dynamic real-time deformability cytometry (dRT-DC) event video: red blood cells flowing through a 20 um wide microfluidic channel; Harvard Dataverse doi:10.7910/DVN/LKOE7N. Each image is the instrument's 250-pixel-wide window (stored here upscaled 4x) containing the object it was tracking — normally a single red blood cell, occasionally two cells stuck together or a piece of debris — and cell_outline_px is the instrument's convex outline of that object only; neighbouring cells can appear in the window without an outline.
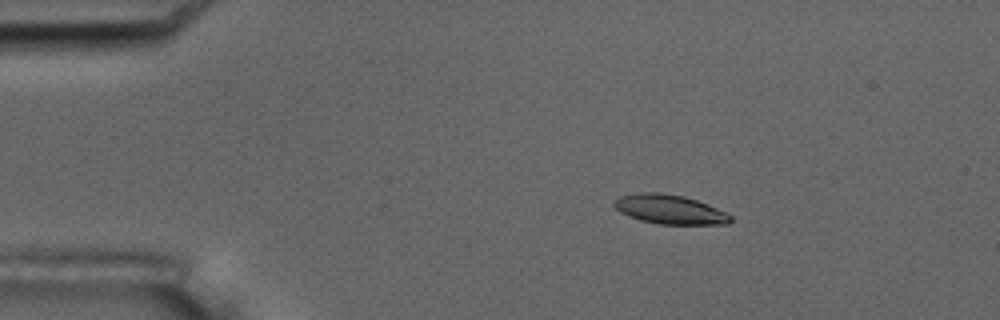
{"species": "common noctule bat (a hibernating species)", "species_latin": "Nyctalus noctula", "temperature_condition": "room temperature", "stored_images_in_passage": 4, "camera_frame_rate_fps": 3000, "um_per_image_px": 0.085, "animal": {"sex": "male", "body_mass_g": 17.5, "forearm_length_mm": 52.3}, "frame": {"image": 1, "passage_image": 2, "time_ms": 2.333, "image_size_px": [1000, 320], "cell_outline_px": [[732, 220], [728, 224], [660, 224], [640, 220], [620, 212], [612, 204], [620, 196], [640, 192], [660, 192], [684, 196], [696, 200], [716, 208], [732, 216]], "centroid_in_image_um": [56.91, 17.79], "position_along_channel_um": 28.1, "area_um2": 19.65}}